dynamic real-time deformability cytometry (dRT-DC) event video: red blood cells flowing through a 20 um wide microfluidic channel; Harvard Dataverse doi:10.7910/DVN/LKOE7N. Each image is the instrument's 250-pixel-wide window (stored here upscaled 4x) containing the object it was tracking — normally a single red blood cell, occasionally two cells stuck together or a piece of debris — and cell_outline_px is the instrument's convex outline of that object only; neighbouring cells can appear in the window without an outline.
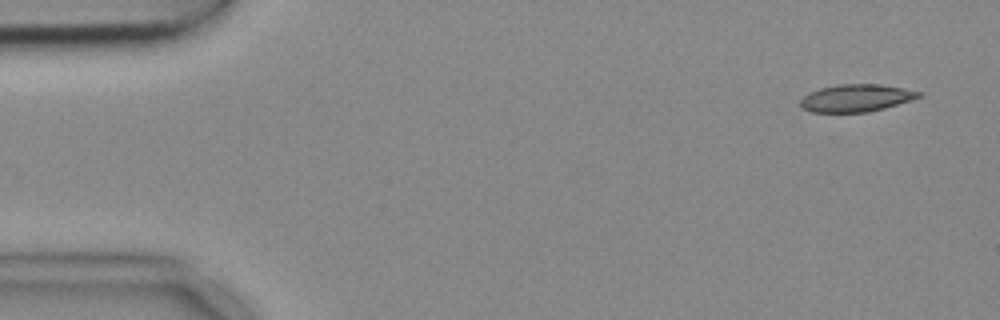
{"species": "common noctule bat (a hibernating species)", "species_latin": "Nyctalus noctula", "temperature_condition": "cold", "stored_images_in_passage": 4, "camera_frame_rate_fps": 3000, "um_per_image_px": 0.085, "animal": {"sex": "female", "body_mass_g": 18.4}, "frame": {"image": 1, "passage_image": 1, "time_ms": 0.0, "image_size_px": [1000, 320], "cell_outline_px": [[924, 96], [912, 100], [884, 108], [868, 112], [812, 112], [800, 108], [800, 100], [808, 92], [820, 88], [840, 84], [880, 84], [904, 88], [924, 92]], "centroid_in_image_um": [72.8, 8.33], "position_along_channel_um": 12.2, "area_um2": 19.13}}
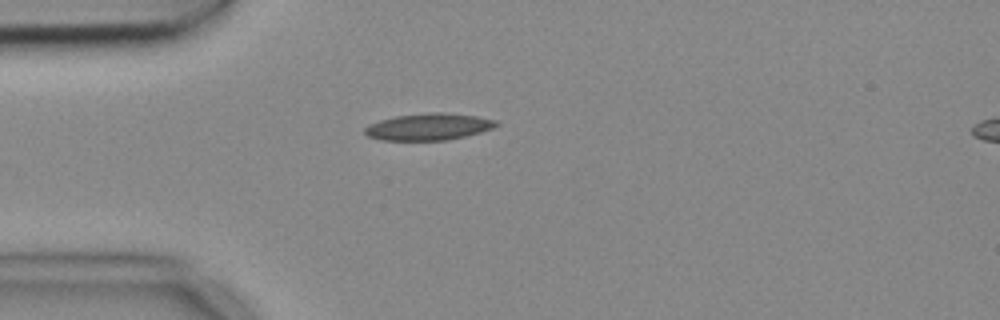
{"frame": {"image": 2, "passage_image": 4, "time_ms": 1.0, "image_size_px": [1000, 320], "cell_outline_px": [[500, 124], [492, 128], [480, 132], [448, 140], [380, 140], [368, 136], [364, 132], [364, 128], [368, 124], [380, 120], [396, 116], [428, 112], [444, 112], [476, 116], [500, 120]], "centroid_in_image_um": [36.45, 10.76], "position_along_channel_um": 48.6, "area_um2": 20.63}}